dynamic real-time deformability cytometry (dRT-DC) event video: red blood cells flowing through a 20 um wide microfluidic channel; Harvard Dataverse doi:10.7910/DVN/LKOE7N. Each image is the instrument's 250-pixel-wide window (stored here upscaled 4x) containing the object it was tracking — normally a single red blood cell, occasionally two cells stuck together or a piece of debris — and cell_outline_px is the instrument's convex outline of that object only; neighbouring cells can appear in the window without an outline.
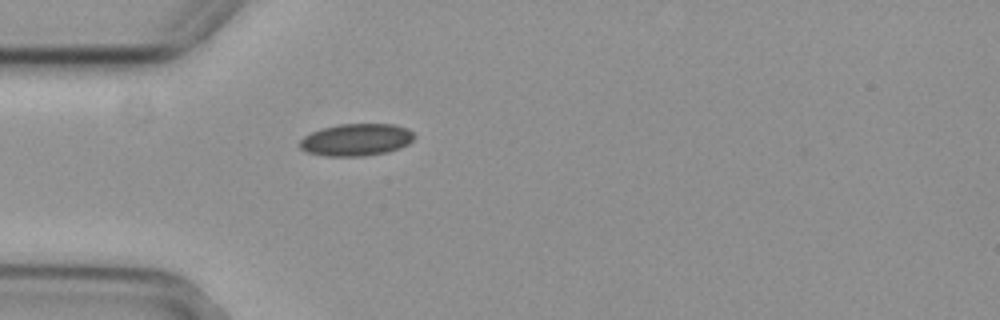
{"species": "common noctule bat (a hibernating species)", "species_latin": "Nyctalus noctula", "temperature_condition": "cold", "stored_images_in_passage": 3, "camera_frame_rate_fps": 3000, "um_per_image_px": 0.085, "animal": {"sex": "female", "body_mass_g": 29.2, "forearm_length_mm": 56.3}, "frame": {"image": 1, "passage_image": 3, "time_ms": 0.667, "image_size_px": [1000, 320], "cell_outline_px": [[416, 136], [408, 144], [400, 148], [388, 152], [364, 156], [324, 156], [304, 152], [300, 148], [300, 140], [304, 136], [320, 128], [340, 124], [396, 124], [408, 128]], "centroid_in_image_um": [30.28, 11.88], "position_along_channel_um": 54.7, "area_um2": 21.73}}